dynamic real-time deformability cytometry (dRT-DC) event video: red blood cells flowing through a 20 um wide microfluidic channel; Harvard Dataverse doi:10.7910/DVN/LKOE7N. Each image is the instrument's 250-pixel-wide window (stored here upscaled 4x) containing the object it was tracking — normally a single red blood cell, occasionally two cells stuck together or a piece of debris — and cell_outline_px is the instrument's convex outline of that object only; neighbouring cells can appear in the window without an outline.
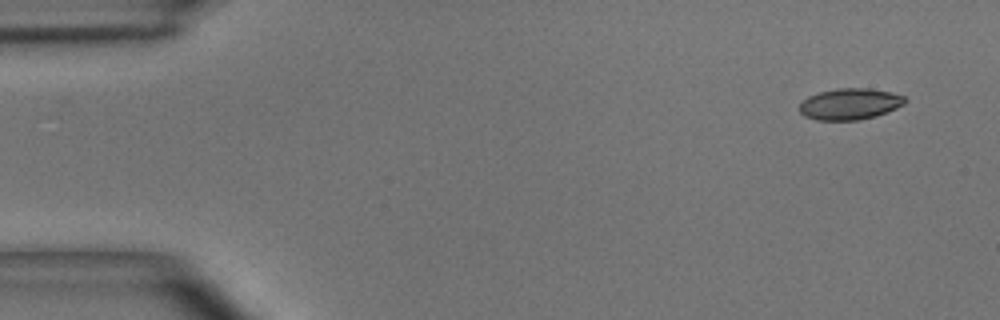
{"species": "common noctule bat (a hibernating species)", "species_latin": "Nyctalus noctula", "temperature_condition": "room temperature", "stored_images_in_passage": 4, "camera_frame_rate_fps": 3000, "um_per_image_px": 0.085, "animal": {"sex": "male", "body_mass_g": 15.6}, "frame": {"image": 1, "passage_image": 1, "time_ms": 0.0, "image_size_px": [1000, 320], "cell_outline_px": [[908, 100], [904, 104], [896, 108], [876, 116], [860, 120], [816, 120], [804, 116], [800, 112], [800, 104], [808, 96], [820, 92], [836, 88], [868, 88], [892, 92], [904, 96]], "centroid_in_image_um": [72.25, 8.84], "position_along_channel_um": 12.7, "area_um2": 19.31}}
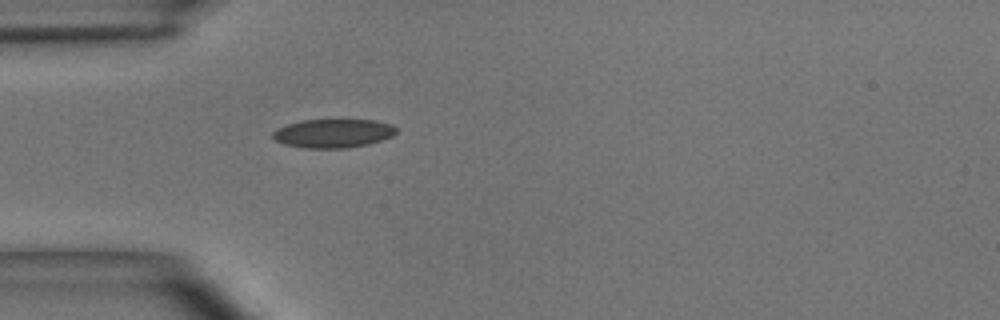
{"frame": {"image": 2, "passage_image": 4, "time_ms": 1.0, "image_size_px": [1000, 320], "cell_outline_px": [[396, 132], [392, 136], [368, 144], [344, 148], [304, 148], [284, 144], [276, 140], [272, 136], [272, 132], [276, 128], [288, 124], [304, 120], [372, 120], [388, 124], [396, 128]], "centroid_in_image_um": [28.27, 11.34], "position_along_channel_um": 56.7, "area_um2": 20.4}}